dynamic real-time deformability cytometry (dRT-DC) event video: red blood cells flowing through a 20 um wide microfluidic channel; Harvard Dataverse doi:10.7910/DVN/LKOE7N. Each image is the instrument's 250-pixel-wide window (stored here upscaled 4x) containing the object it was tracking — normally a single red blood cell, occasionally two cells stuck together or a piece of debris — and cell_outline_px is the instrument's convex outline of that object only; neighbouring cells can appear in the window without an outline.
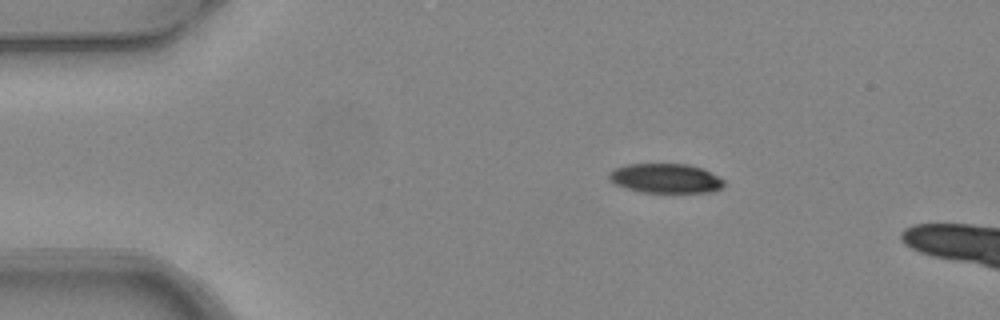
{"species": "common noctule bat (a hibernating species)", "species_latin": "Nyctalus noctula", "temperature_condition": "warm", "stored_images_in_passage": 4, "camera_frame_rate_fps": 3000, "um_per_image_px": 0.085, "animal": {"sex": "female", "body_mass_g": 24.6, "forearm_length_mm": 56.2}, "frame": {"image": 1, "passage_image": 2, "time_ms": 0.333, "image_size_px": [1000, 320], "cell_outline_px": [[724, 184], [720, 188], [712, 192], [636, 192], [612, 184], [608, 180], [608, 172], [616, 168], [628, 164], [688, 164], [700, 168], [724, 180]], "centroid_in_image_um": [56.48, 15.17], "position_along_channel_um": 28.5, "area_um2": 19.77}}